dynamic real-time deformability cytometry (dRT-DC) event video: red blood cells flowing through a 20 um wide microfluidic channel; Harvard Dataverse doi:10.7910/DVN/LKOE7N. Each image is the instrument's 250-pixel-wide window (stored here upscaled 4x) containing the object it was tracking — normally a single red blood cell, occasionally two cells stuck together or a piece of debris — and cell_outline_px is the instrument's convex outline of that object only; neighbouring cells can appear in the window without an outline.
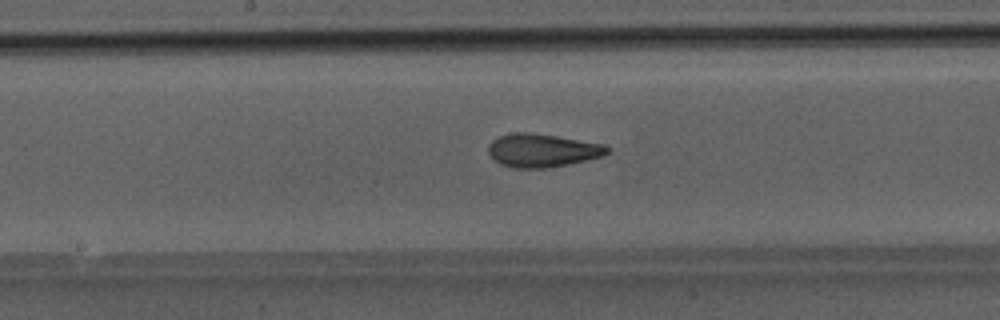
{"species": "Egyptian fruit bat (a non-hibernating species)", "species_latin": "Rousettus aegyptiacus", "temperature_condition": "room temperature", "stored_images_in_passage": 49, "segment_of_instrument_passage": [1, 2], "camera_frame_rate_fps": 3000, "um_per_image_px": 0.085, "animal": {"sex": "male"}, "frame": {"image": 1, "passage_image": 25, "time_ms": 8.0, "image_size_px": [1000, 320], "cell_outline_px": [[608, 152], [604, 156], [568, 164], [548, 168], [512, 168], [500, 164], [488, 152], [488, 144], [492, 140], [500, 136], [512, 132], [532, 132], [604, 144], [608, 148]], "centroid_in_image_um": [46.07, 12.78], "position_along_channel_um": 202.1, "area_um2": 23.06}}
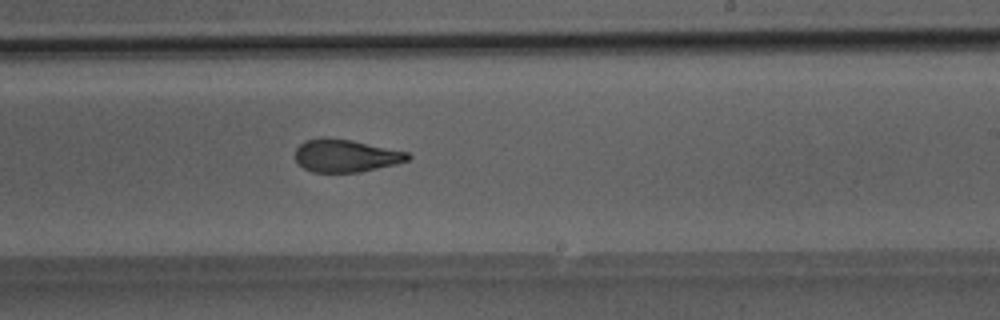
{"frame": {"image": 2, "passage_image": 29, "time_ms": 9.333, "image_size_px": [1000, 320], "cell_outline_px": [[412, 156], [408, 160], [396, 164], [360, 172], [312, 172], [304, 168], [296, 160], [296, 148], [304, 140], [328, 136], [352, 140], [408, 152]], "centroid_in_image_um": [29.38, 13.22], "position_along_channel_um": 259.6, "area_um2": 21.56}}
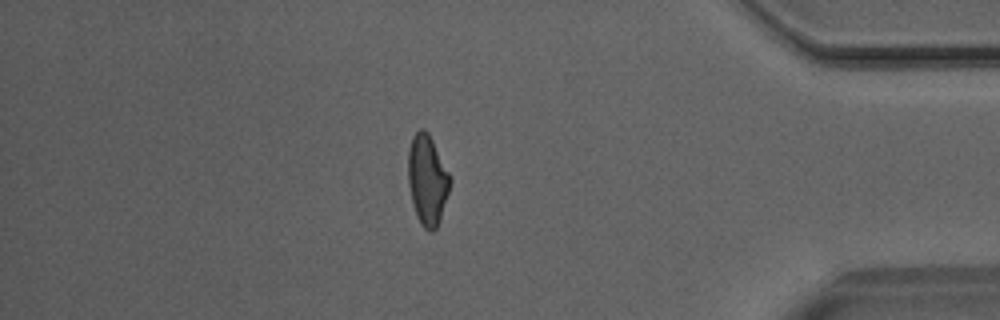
{"frame": {"image": 3, "passage_image": 41, "time_ms": 13.333, "image_size_px": [1000, 320], "cell_outline_px": [[452, 180], [440, 220], [436, 228], [432, 232], [428, 232], [420, 224], [416, 216], [412, 204], [408, 184], [408, 148], [412, 136], [420, 128], [424, 128], [428, 132], [452, 176]], "centroid_in_image_um": [36.32, 15.29], "position_along_channel_um": 398.9, "area_um2": 22.48}}